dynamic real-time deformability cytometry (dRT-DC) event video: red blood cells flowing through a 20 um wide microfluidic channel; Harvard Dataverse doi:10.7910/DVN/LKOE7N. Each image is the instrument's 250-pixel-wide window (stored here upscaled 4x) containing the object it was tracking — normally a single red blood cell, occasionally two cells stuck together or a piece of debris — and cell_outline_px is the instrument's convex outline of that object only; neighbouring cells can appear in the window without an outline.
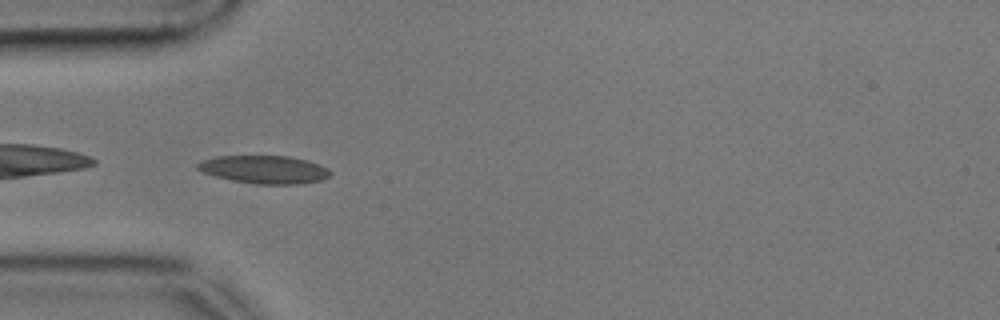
{"species": "common noctule bat (a hibernating species)", "species_latin": "Nyctalus noctula", "temperature_condition": "cold", "stored_images_in_passage": 40, "camera_frame_rate_fps": 3000, "um_per_image_px": 0.085, "animal": {"sex": "male", "body_mass_g": 17.9, "forearm_length_mm": 54.2}, "frame": {"image": 1, "passage_image": 1, "time_ms": 0.0, "image_size_px": [1000, 320], "cell_outline_px": [[332, 172], [328, 176], [320, 180], [300, 184], [256, 184], [232, 180], [216, 176], [204, 172], [196, 168], [196, 164], [204, 160], [216, 156], [288, 156], [308, 160], [320, 164], [328, 168]], "centroid_in_image_um": [22.5, 14.4], "position_along_channel_um": 62.5, "area_um2": 21.56}, "authors_computed_cell_mechanics": {"area_um2": 20.0277, "velocity_mm_per_s": 3.5711, "shape_relaxation_time_tau1_ms": 8.1453, "shape_relaxation_time_tau2_ms": 2.9271, "deformation_change_tau1": 0.1896, "deformation_change_tau2": 0.0911}}